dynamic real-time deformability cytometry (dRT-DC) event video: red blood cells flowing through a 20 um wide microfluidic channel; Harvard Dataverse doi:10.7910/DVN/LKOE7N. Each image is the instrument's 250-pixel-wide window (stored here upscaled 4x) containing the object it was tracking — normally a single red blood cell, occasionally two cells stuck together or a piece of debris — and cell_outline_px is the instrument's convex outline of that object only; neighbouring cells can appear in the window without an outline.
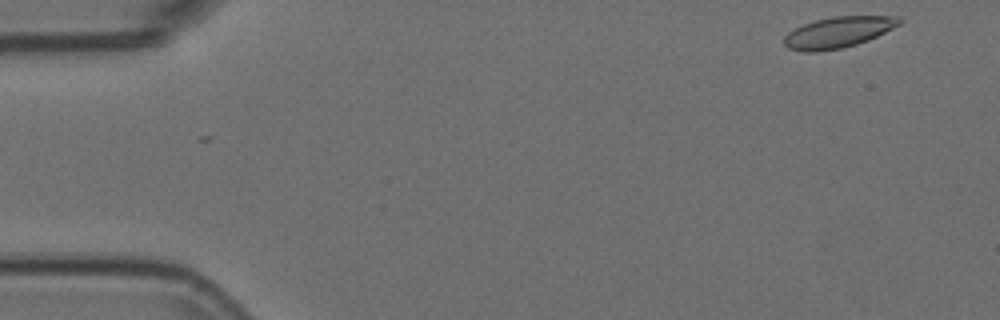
{"species": "Egyptian fruit bat (a non-hibernating species)", "species_latin": "Rousettus aegyptiacus", "temperature_condition": "room temperature", "stored_images_in_passage": 51, "camera_frame_rate_fps": 3000, "um_per_image_px": 0.085, "animal": {"sex": "female"}, "frame": {"image": 1, "passage_image": 1, "time_ms": 0.0, "image_size_px": [1000, 320], "cell_outline_px": [[904, 20], [900, 24], [868, 40], [856, 44], [840, 48], [816, 52], [804, 52], [788, 48], [784, 44], [784, 36], [788, 32], [804, 24], [816, 20], [832, 16], [896, 16]], "centroid_in_image_um": [71.23, 2.74], "position_along_channel_um": 13.8, "area_um2": 20.63}}
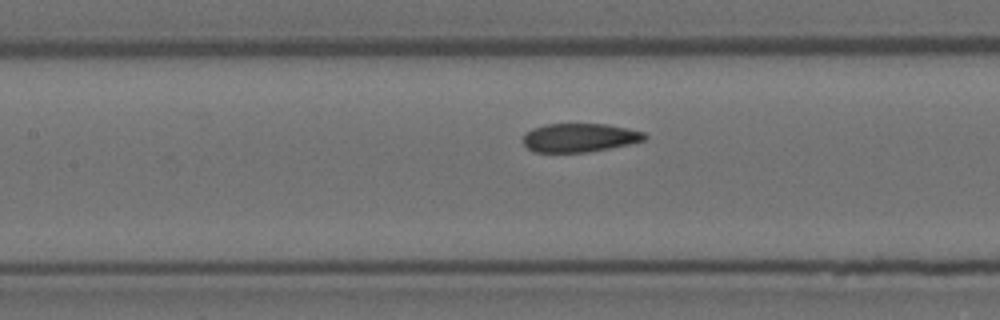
{"frame": {"image": 2, "passage_image": 22, "time_ms": 7.0, "image_size_px": [1000, 320], "cell_outline_px": [[648, 136], [644, 140], [628, 144], [588, 152], [532, 152], [524, 144], [524, 136], [532, 128], [544, 124], [608, 124], [628, 128], [644, 132]], "centroid_in_image_um": [49.27, 11.69], "position_along_channel_um": 158.1, "area_um2": 20.23}}
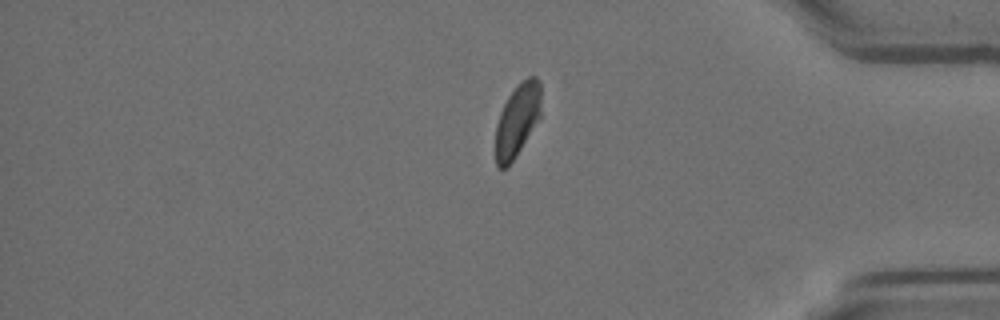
{"frame": {"image": 3, "passage_image": 43, "time_ms": 14.0, "image_size_px": [1000, 320], "cell_outline_px": [[540, 116], [508, 168], [500, 168], [496, 164], [496, 124], [500, 112], [508, 96], [516, 84], [520, 80], [528, 76], [536, 76], [540, 84]], "centroid_in_image_um": [43.96, 10.17], "position_along_channel_um": 391.2, "area_um2": 19.13}}